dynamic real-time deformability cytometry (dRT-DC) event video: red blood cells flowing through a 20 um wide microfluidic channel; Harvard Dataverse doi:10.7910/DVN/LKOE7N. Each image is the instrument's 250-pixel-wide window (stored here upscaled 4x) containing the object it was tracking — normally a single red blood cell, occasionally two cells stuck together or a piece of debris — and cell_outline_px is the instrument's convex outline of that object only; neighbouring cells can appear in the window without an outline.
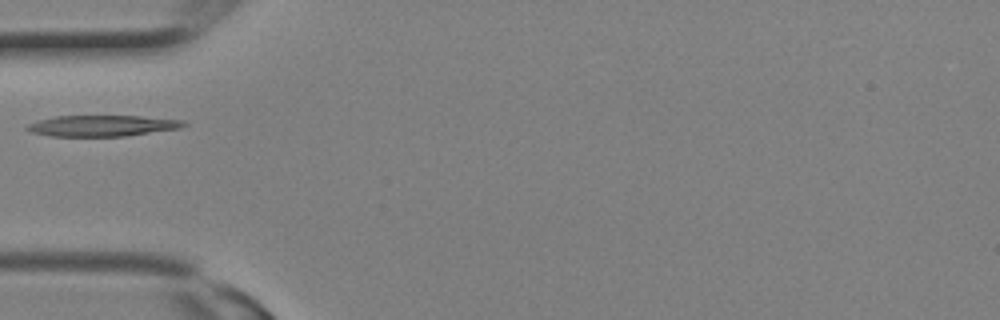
{"species": "Egyptian fruit bat (a non-hibernating species)", "species_latin": "Rousettus aegyptiacus", "temperature_condition": "room temperature", "stored_images_in_passage": 2, "camera_frame_rate_fps": 3000, "um_per_image_px": 0.085, "animal": {"sex": "female"}, "frame": {"image": 1, "passage_image": 2, "time_ms": 0.333, "image_size_px": [1000, 320], "cell_outline_px": [[188, 124], [180, 128], [128, 136], [52, 136], [32, 132], [24, 128], [28, 124], [40, 120], [56, 116], [140, 116], [184, 120]], "centroid_in_image_um": [8.73, 10.69], "position_along_channel_um": 76.3, "area_um2": 19.13}}